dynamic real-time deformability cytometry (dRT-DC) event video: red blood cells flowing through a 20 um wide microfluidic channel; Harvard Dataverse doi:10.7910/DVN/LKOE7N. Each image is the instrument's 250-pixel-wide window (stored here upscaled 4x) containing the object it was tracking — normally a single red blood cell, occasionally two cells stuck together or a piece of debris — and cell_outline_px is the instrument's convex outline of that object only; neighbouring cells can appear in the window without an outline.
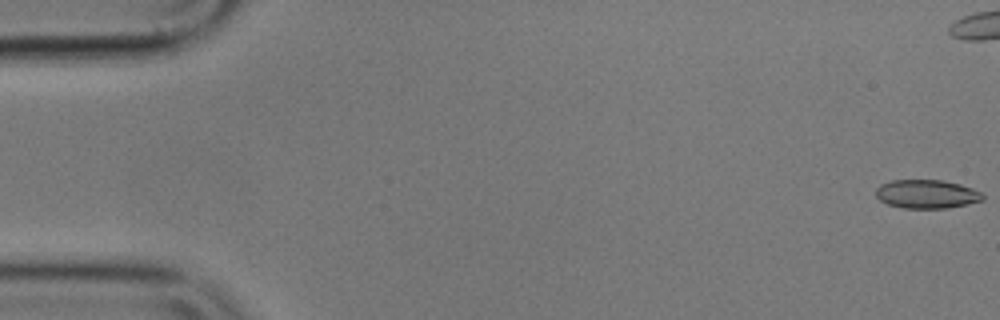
{"species": "common noctule bat (a hibernating species)", "species_latin": "Nyctalus noctula", "temperature_condition": "cold", "stored_images_in_passage": 46, "camera_frame_rate_fps": 3000, "um_per_image_px": 0.085, "animal": {"sex": "male", "body_mass_g": 17.9}, "frame": {"image": 1, "passage_image": 1, "time_ms": 0.0, "image_size_px": [1000, 320], "cell_outline_px": [[984, 200], [944, 208], [904, 208], [888, 204], [880, 200], [876, 196], [876, 188], [880, 184], [892, 180], [940, 180], [960, 184], [972, 188], [980, 192], [984, 196]], "centroid_in_image_um": [78.74, 16.49], "position_along_channel_um": 6.3, "area_um2": 17.69}}
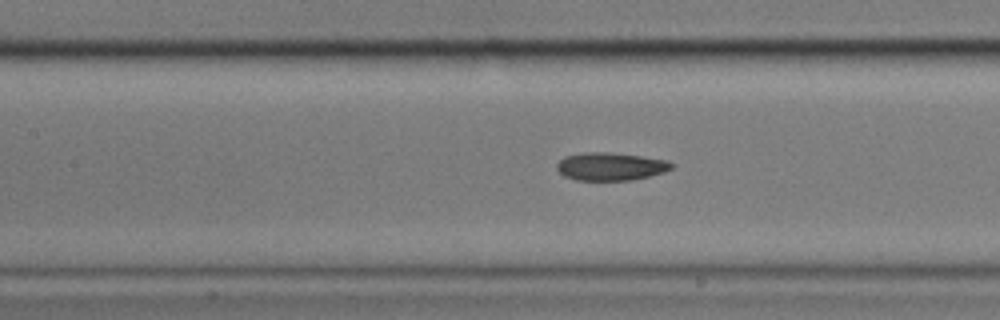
{"frame": {"image": 2, "passage_image": 25, "time_ms": 8.0, "image_size_px": [1000, 320], "cell_outline_px": [[672, 168], [664, 172], [632, 180], [576, 180], [564, 176], [556, 168], [556, 164], [564, 156], [584, 152], [608, 152], [640, 156], [668, 160], [672, 164]], "centroid_in_image_um": [51.87, 14.14], "position_along_channel_um": 155.5, "area_um2": 18.61}}
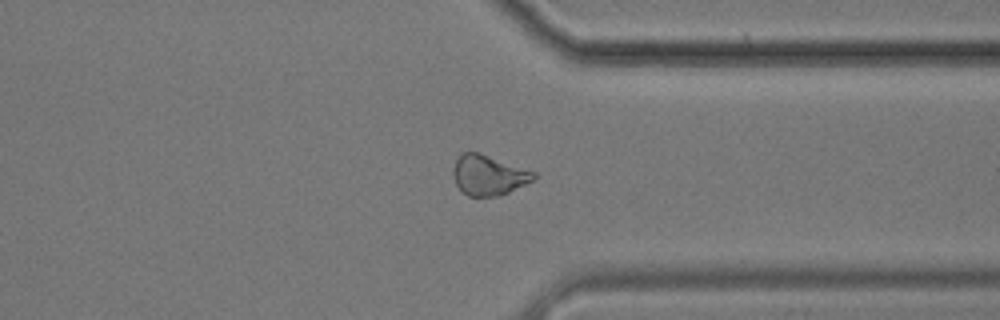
{"frame": {"image": 3, "passage_image": 43, "time_ms": 14.0, "image_size_px": [1000, 320], "cell_outline_px": [[536, 176], [532, 180], [500, 196], [468, 196], [456, 184], [452, 176], [452, 172], [456, 160], [460, 152], [476, 152], [536, 172]], "centroid_in_image_um": [41.48, 14.89], "position_along_channel_um": 369.9, "area_um2": 18.5}}